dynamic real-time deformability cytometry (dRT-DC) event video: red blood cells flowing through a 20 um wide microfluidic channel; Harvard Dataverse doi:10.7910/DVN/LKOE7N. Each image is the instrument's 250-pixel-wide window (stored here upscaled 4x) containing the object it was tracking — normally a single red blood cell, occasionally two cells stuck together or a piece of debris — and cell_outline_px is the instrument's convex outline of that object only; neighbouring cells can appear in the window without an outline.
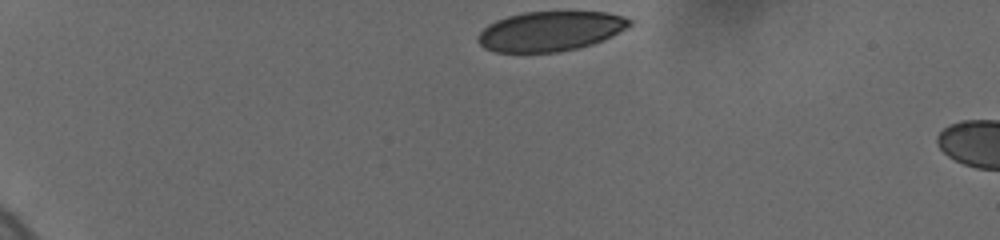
{"species": "human", "species_latin": "Homo sapiens", "temperature_condition": "cold", "stored_images_in_passage": 5, "camera_frame_rate_fps": 3000, "um_per_image_px": 0.085, "donor": {"sex": "female"}, "frame": {"image": 1, "passage_image": 1, "time_ms": 0.0, "image_size_px": [1000, 240], "cell_outline_px": [[632, 24], [628, 28], [604, 40], [592, 44], [560, 52], [492, 52], [484, 48], [476, 40], [476, 36], [488, 24], [496, 20], [508, 16], [524, 12], [608, 12], [624, 16], [632, 20]], "centroid_in_image_um": [46.78, 2.65], "position_along_channel_um": 38.2, "area_um2": 35.37}}
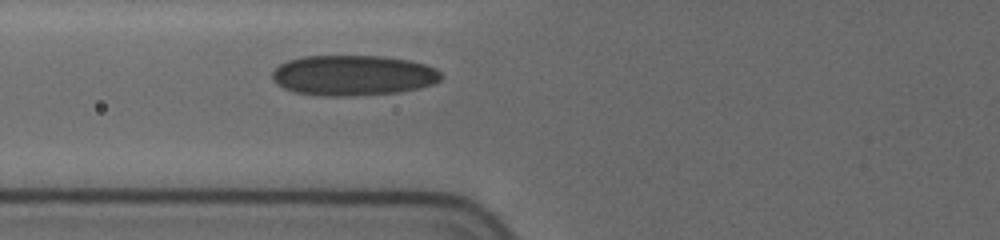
{"frame": {"image": 2, "passage_image": 5, "time_ms": 3.667, "image_size_px": [1000, 240], "cell_outline_px": [[444, 76], [440, 80], [432, 84], [420, 88], [400, 92], [348, 96], [320, 96], [292, 92], [276, 84], [272, 80], [272, 72], [280, 64], [288, 60], [300, 56], [380, 56], [408, 60], [424, 64], [436, 68]], "centroid_in_image_um": [29.99, 6.41], "position_along_channel_um": 95.8, "area_um2": 40.06}}